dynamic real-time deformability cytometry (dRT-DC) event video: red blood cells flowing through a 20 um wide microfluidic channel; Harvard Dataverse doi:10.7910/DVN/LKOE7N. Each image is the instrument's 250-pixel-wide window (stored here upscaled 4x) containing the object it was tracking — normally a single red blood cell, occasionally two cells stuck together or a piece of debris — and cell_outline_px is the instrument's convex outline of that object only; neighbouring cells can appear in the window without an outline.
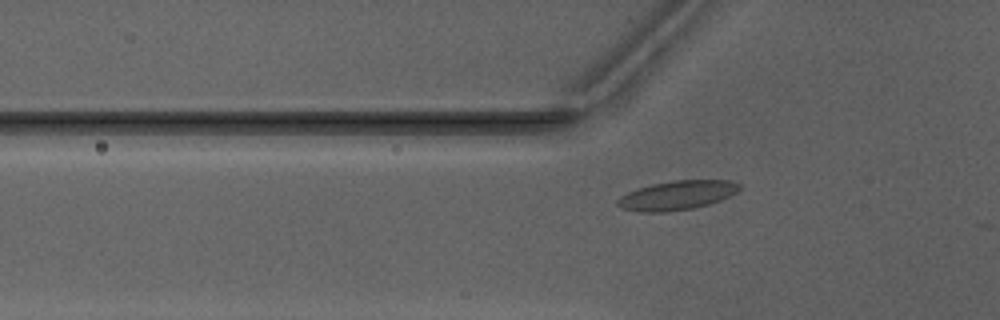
{"species": "Egyptian fruit bat (a non-hibernating species)", "species_latin": "Rousettus aegyptiacus", "temperature_condition": "warm", "stored_images_in_passage": 18, "camera_frame_rate_fps": 3000, "um_per_image_px": 0.085, "animal": {"sex": "male"}, "frame": {"image": 1, "passage_image": 12, "time_ms": 3.667, "image_size_px": [1000, 320], "cell_outline_px": [[740, 188], [736, 192], [720, 200], [708, 204], [692, 208], [668, 212], [640, 212], [620, 208], [616, 204], [616, 200], [620, 196], [636, 188], [652, 184], [676, 180], [728, 180], [740, 184]], "centroid_in_image_um": [57.49, 16.6], "position_along_channel_um": 68.3, "area_um2": 20.69}}
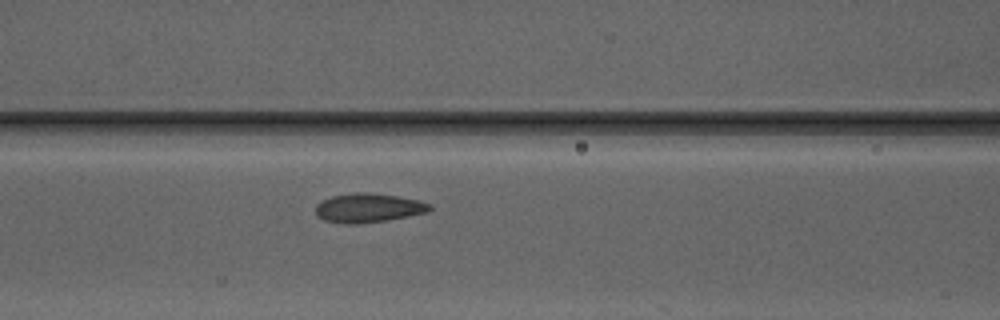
{"frame": {"image": 2, "passage_image": 17, "time_ms": 5.333, "image_size_px": [1000, 320], "cell_outline_px": [[432, 208], [428, 212], [388, 220], [356, 224], [344, 224], [324, 220], [316, 216], [316, 204], [332, 196], [356, 192], [368, 192], [396, 196], [416, 200], [428, 204]], "centroid_in_image_um": [31.27, 17.68], "position_along_channel_um": 135.3, "area_um2": 19.19}}